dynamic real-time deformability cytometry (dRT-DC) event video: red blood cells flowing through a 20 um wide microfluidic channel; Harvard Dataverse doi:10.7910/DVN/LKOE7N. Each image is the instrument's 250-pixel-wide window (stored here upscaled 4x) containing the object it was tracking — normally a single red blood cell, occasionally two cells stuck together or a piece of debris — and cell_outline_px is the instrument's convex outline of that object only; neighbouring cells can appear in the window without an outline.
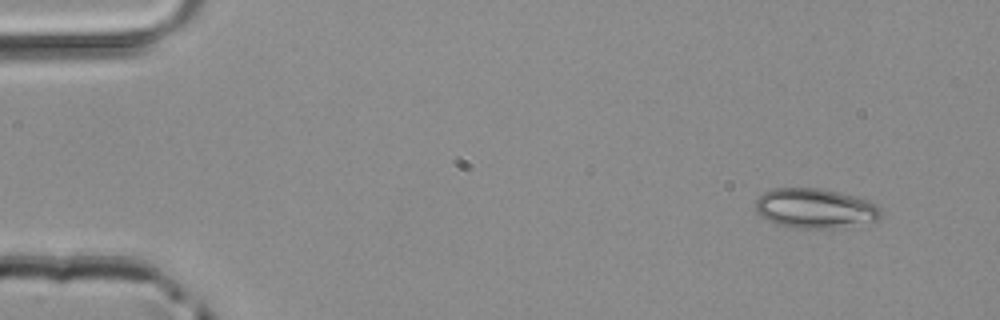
{"species": "common noctule bat (a hibernating species)", "species_latin": "Nyctalus noctula", "temperature_condition": "room temperature", "stored_images_in_passage": 47, "camera_frame_rate_fps": 3000, "um_per_image_px": 0.085, "animal": {"sex": "male", "body_mass_g": 20.4}, "frame": {"image": 1, "passage_image": 1, "time_ms": 0.0, "image_size_px": [1000, 320], "cell_outline_px": [[880, 216], [876, 220], [836, 228], [784, 228], [768, 220], [756, 212], [756, 200], [764, 192], [772, 188], [820, 188], [868, 200], [876, 204], [880, 208]], "centroid_in_image_um": [69.23, 17.72], "position_along_channel_um": 15.8, "area_um2": 28.9}}
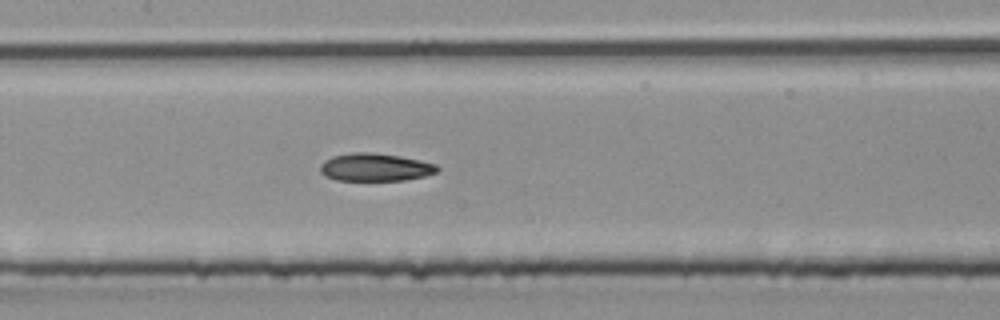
{"frame": {"image": 2, "passage_image": 21, "time_ms": 6.667, "image_size_px": [1000, 320], "cell_outline_px": [[440, 168], [436, 172], [424, 176], [404, 180], [336, 180], [324, 176], [320, 172], [320, 164], [324, 160], [332, 156], [352, 152], [372, 152], [400, 156], [420, 160], [436, 164]], "centroid_in_image_um": [31.86, 14.21], "position_along_channel_um": 175.5, "area_um2": 19.07}}
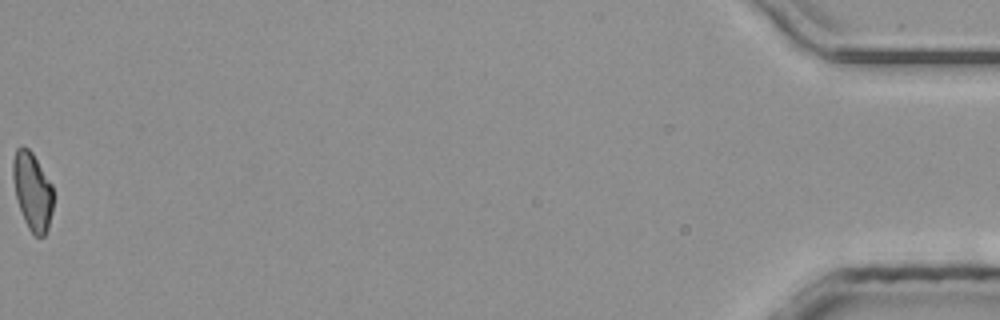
{"frame": {"image": 3, "passage_image": 47, "time_ms": 15.333, "image_size_px": [1000, 320], "cell_outline_px": [[52, 212], [48, 228], [44, 236], [36, 236], [28, 228], [24, 220], [16, 196], [12, 176], [12, 160], [16, 148], [28, 148], [32, 152], [52, 184]], "centroid_in_image_um": [2.75, 16.24], "position_along_channel_um": 432.5, "area_um2": 18.09}}